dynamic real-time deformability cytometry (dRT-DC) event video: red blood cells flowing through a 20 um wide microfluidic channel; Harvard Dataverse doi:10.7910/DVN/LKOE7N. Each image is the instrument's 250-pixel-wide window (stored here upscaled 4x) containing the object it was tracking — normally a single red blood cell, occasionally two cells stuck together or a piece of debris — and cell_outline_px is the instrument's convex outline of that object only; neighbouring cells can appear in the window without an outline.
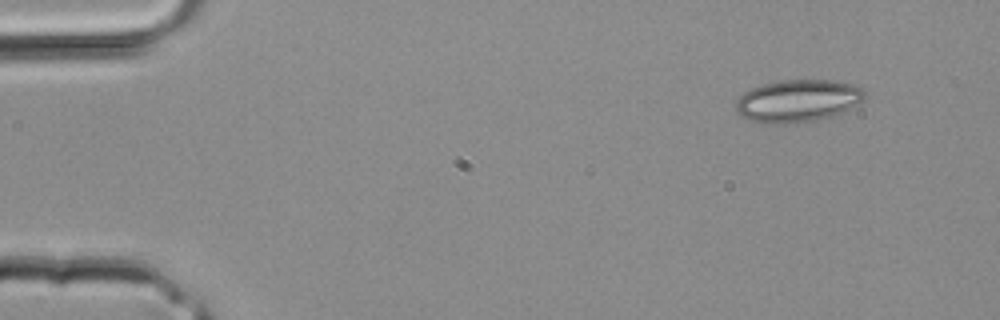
{"species": "common noctule bat (a hibernating species)", "species_latin": "Nyctalus noctula", "temperature_condition": "room temperature", "stored_images_in_passage": 3, "camera_frame_rate_fps": 3000, "um_per_image_px": 0.085, "animal": {"sex": "male", "body_mass_g": 20.4}, "frame": {"image": 1, "passage_image": 1, "time_ms": 0.0, "image_size_px": [1000, 320], "cell_outline_px": [[864, 100], [832, 116], [816, 120], [788, 124], [764, 124], [748, 120], [736, 112], [736, 100], [744, 92], [752, 88], [764, 84], [780, 80], [836, 80], [852, 84], [864, 88]], "centroid_in_image_um": [67.78, 8.57], "position_along_channel_um": 17.2, "area_um2": 31.96}}